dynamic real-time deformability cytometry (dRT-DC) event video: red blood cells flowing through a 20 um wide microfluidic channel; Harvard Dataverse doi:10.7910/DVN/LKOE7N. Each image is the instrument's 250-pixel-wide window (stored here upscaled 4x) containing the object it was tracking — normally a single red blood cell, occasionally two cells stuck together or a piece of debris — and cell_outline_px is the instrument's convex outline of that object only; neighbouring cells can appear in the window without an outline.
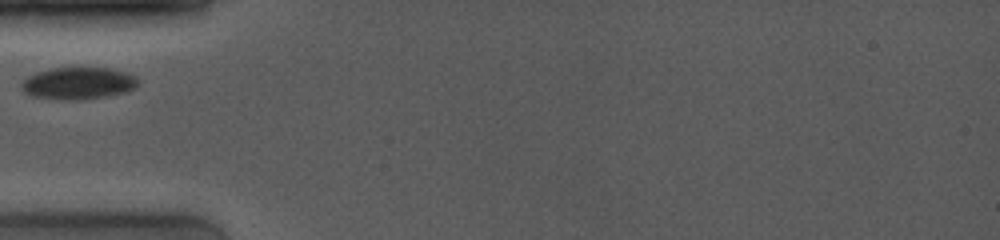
{"species": "common noctule bat (a hibernating species)", "species_latin": "Nyctalus noctula", "temperature_condition": "room temperature", "stored_images_in_passage": 37, "camera_frame_rate_fps": 4000, "um_per_image_px": 0.085, "animal": {"sex": "female", "body_mass_g": 19.0, "forearm_length_mm": 53.3}, "frame": {"image": 1, "passage_image": 1, "time_ms": 0.0, "image_size_px": [1000, 240], "cell_outline_px": [[136, 84], [132, 88], [124, 92], [108, 96], [84, 100], [60, 100], [28, 96], [20, 88], [20, 84], [28, 76], [36, 72], [48, 68], [108, 68], [124, 72], [136, 76]], "centroid_in_image_um": [6.56, 7.09], "position_along_channel_um": 78.4, "area_um2": 21.91}}
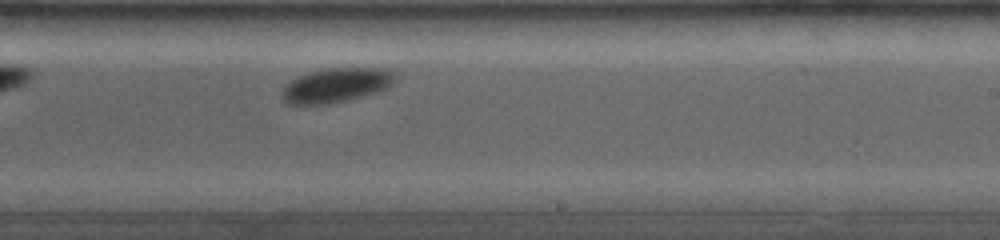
{"frame": {"image": 2, "passage_image": 20, "time_ms": 4.75, "image_size_px": [1000, 240], "cell_outline_px": [[396, 76], [392, 84], [388, 88], [376, 92], [348, 100], [328, 104], [288, 104], [284, 100], [284, 88], [292, 80], [308, 72], [328, 68], [388, 68], [396, 72]], "centroid_in_image_um": [28.66, 7.23], "position_along_channel_um": 260.3, "area_um2": 22.48}}
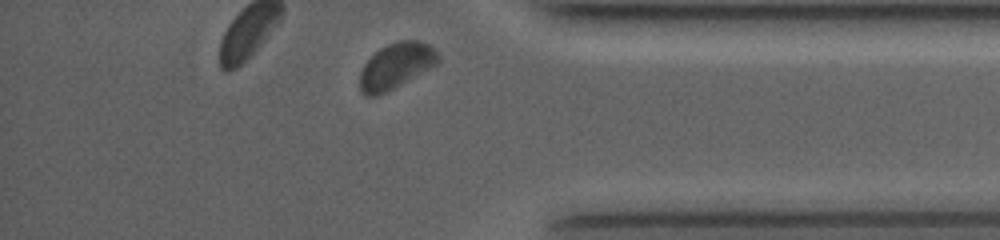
{"frame": {"image": 3, "passage_image": 35, "time_ms": 8.5, "image_size_px": [1000, 240], "cell_outline_px": [[440, 60], [436, 64], [400, 84], [376, 96], [364, 96], [360, 92], [360, 72], [364, 64], [380, 48], [396, 40], [420, 40], [428, 44], [440, 56]], "centroid_in_image_um": [33.64, 5.58], "position_along_channel_um": 401.6, "area_um2": 20.46}}